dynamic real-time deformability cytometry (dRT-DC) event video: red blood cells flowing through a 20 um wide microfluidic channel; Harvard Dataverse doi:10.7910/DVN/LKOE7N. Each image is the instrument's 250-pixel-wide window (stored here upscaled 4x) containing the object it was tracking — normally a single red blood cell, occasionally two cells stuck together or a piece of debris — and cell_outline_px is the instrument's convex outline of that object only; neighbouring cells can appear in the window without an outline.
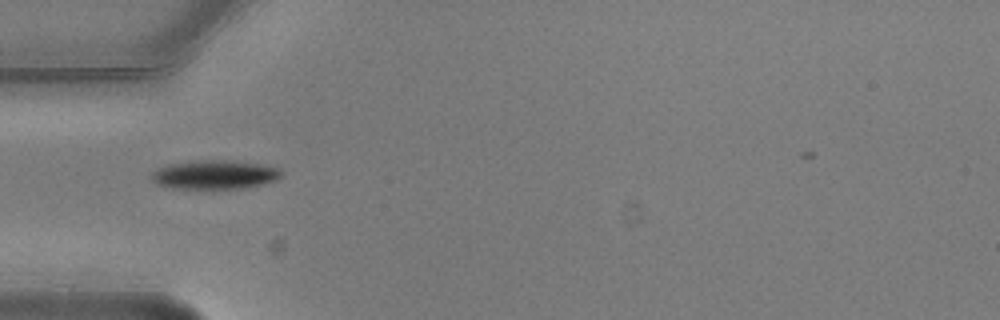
{"species": "common noctule bat (a hibernating species)", "species_latin": "Nyctalus noctula", "temperature_condition": "warm", "stored_images_in_passage": 2, "camera_frame_rate_fps": 3000, "um_per_image_px": 0.085, "animal": {"sex": "male", "body_mass_g": 20.5, "forearm_length_mm": 52.5}, "frame": {"image": 1, "passage_image": 1, "time_ms": 0.0, "image_size_px": [1000, 320], "cell_outline_px": [[284, 172], [276, 180], [264, 184], [244, 188], [172, 188], [156, 184], [152, 180], [152, 172], [156, 168], [168, 164], [188, 160], [228, 160], [260, 164], [280, 168]], "centroid_in_image_um": [18.24, 14.83], "position_along_channel_um": 66.8, "area_um2": 22.08}}
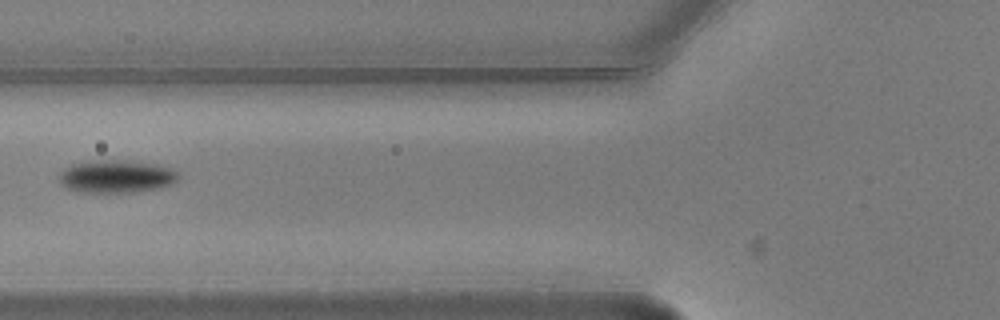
{"frame": {"image": 2, "passage_image": 2, "time_ms": 0.333, "image_size_px": [1000, 320], "cell_outline_px": [[180, 176], [172, 184], [160, 188], [136, 192], [80, 192], [68, 188], [60, 180], [60, 172], [64, 168], [72, 164], [96, 160], [128, 160], [156, 164], [168, 168], [176, 172]], "centroid_in_image_um": [9.91, 14.99], "position_along_channel_um": 115.9, "area_um2": 22.66}}